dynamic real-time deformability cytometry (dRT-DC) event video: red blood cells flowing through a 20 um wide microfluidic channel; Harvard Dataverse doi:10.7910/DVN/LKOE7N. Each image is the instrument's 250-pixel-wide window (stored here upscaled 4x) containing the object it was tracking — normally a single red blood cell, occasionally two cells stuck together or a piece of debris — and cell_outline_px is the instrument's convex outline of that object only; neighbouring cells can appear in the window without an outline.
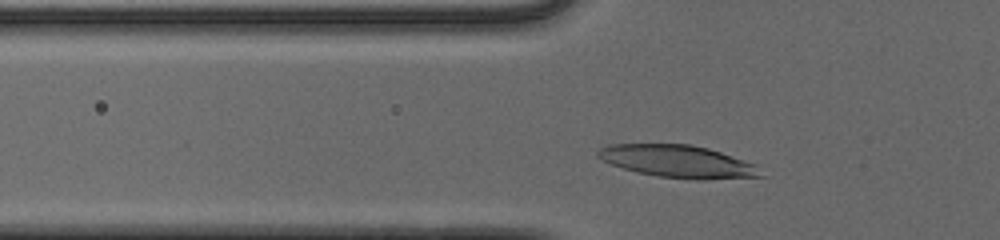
{"species": "human", "species_latin": "Homo sapiens", "temperature_condition": "cold", "stored_images_in_passage": 34, "camera_frame_rate_fps": 3000, "um_per_image_px": 0.085, "donor": {"sex": "male"}, "frame": {"image": 1, "passage_image": 6, "time_ms": 1.667, "image_size_px": [1000, 240], "cell_outline_px": [[764, 176], [704, 180], [696, 180], [660, 176], [636, 172], [600, 160], [596, 156], [596, 152], [600, 148], [608, 144], [692, 144], [708, 148], [756, 164]], "centroid_in_image_um": [57.61, 13.72], "position_along_channel_um": 68.2, "area_um2": 30.81}}
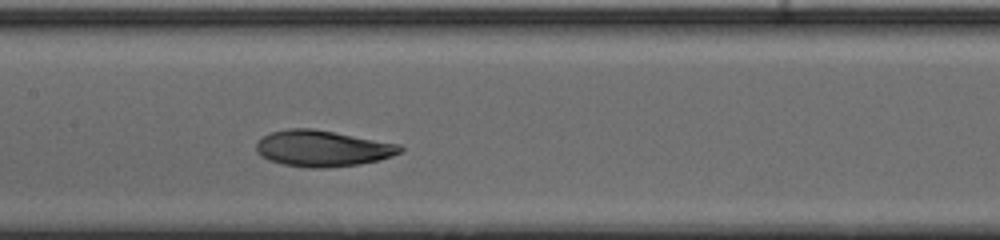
{"frame": {"image": 2, "passage_image": 15, "time_ms": 4.667, "image_size_px": [1000, 240], "cell_outline_px": [[404, 152], [380, 160], [360, 164], [324, 168], [312, 168], [284, 164], [268, 160], [260, 156], [256, 152], [256, 144], [268, 132], [288, 128], [312, 128], [400, 144], [404, 148]], "centroid_in_image_um": [27.42, 12.61], "position_along_channel_um": 180.0, "area_um2": 30.46}}
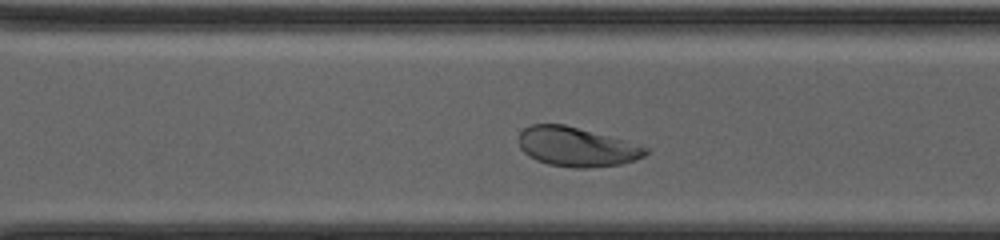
{"frame": {"image": 3, "passage_image": 26, "time_ms": 8.333, "image_size_px": [1000, 240], "cell_outline_px": [[648, 152], [644, 156], [636, 160], [620, 164], [588, 168], [572, 168], [548, 164], [536, 160], [528, 156], [520, 148], [520, 132], [524, 128], [532, 124], [564, 124], [624, 140], [648, 148]], "centroid_in_image_um": [49.0, 12.49], "position_along_channel_um": 321.6, "area_um2": 28.96}, "authors_computed_cell_mechanics": {"area_um2": 30.1427, "velocity_mm_per_s": 3.8584, "shape_relaxation_time_tau1_ms": 3.8769, "shape_relaxation_time_tau2_ms": 1.3642, "deformation_change_tau1": 0.1568, "deformation_change_tau2": 0.052}}